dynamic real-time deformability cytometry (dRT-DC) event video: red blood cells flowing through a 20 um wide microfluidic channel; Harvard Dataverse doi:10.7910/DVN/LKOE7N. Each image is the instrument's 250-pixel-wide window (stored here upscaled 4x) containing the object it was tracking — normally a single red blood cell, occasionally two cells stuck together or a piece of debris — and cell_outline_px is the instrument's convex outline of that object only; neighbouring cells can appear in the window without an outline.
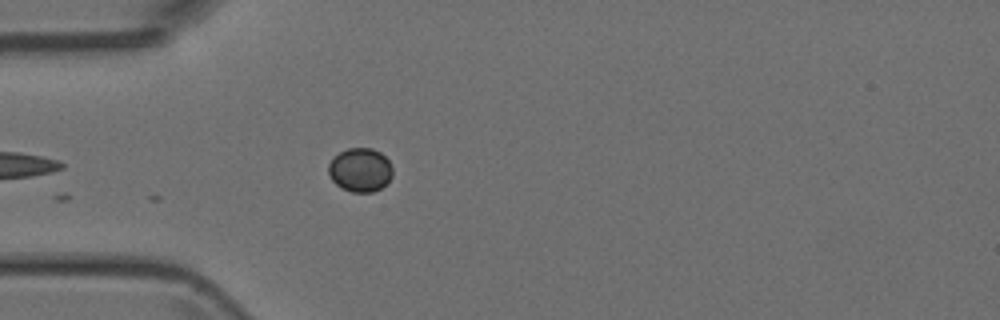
{"species": "Egyptian fruit bat (a non-hibernating species)", "species_latin": "Rousettus aegyptiacus", "temperature_condition": "room temperature", "stored_images_in_passage": 4, "camera_frame_rate_fps": 3000, "um_per_image_px": 0.085, "animal": {"sex": "female"}, "frame": {"image": 1, "passage_image": 4, "time_ms": 4.333, "image_size_px": [1000, 320], "cell_outline_px": [[392, 176], [380, 188], [372, 192], [352, 192], [340, 188], [332, 180], [328, 172], [328, 164], [340, 152], [348, 148], [372, 148], [380, 152], [388, 160], [392, 168]], "centroid_in_image_um": [30.6, 14.44], "position_along_channel_um": 54.4, "area_um2": 16.24}}